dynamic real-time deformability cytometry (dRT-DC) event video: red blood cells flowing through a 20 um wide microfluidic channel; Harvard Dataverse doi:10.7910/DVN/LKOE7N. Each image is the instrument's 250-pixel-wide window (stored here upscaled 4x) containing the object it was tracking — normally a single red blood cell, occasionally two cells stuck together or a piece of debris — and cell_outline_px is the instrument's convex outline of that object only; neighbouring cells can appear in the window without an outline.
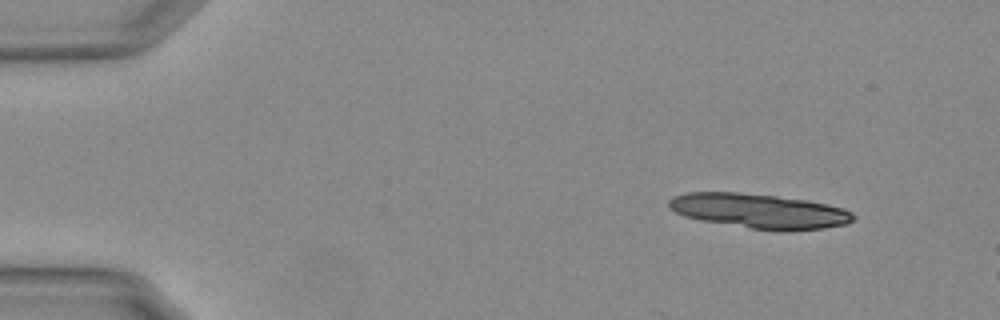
{"species": "Egyptian fruit bat (a non-hibernating species)", "species_latin": "Rousettus aegyptiacus", "temperature_condition": "warm", "stored_images_in_passage": 16, "camera_frame_rate_fps": 3000, "um_per_image_px": 0.085, "animal": {"sex": "female"}, "frame": {"image": 1, "passage_image": 5, "time_ms": 1.333, "image_size_px": [1000, 320], "cell_outline_px": [[856, 220], [848, 224], [824, 228], [752, 228], [700, 220], [684, 216], [668, 208], [668, 200], [676, 196], [688, 192], [740, 192], [776, 196], [804, 200], [828, 204], [844, 208], [852, 212], [856, 216]], "centroid_in_image_um": [64.53, 17.9], "position_along_channel_um": 20.5, "area_um2": 36.41}}